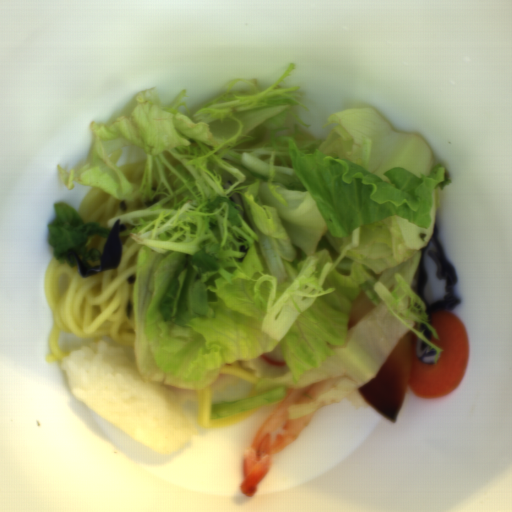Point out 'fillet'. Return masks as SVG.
I'll list each match as a JSON object with an SVG mask.
<instances>
[{
	"label": "fillet",
	"instance_id": "fillet-1",
	"mask_svg": "<svg viewBox=\"0 0 512 512\" xmlns=\"http://www.w3.org/2000/svg\"><path fill=\"white\" fill-rule=\"evenodd\" d=\"M416 337L419 339L413 330L407 332L375 376L358 387L368 406L393 424L409 387Z\"/></svg>",
	"mask_w": 512,
	"mask_h": 512
},
{
	"label": "fillet",
	"instance_id": "fillet-2",
	"mask_svg": "<svg viewBox=\"0 0 512 512\" xmlns=\"http://www.w3.org/2000/svg\"><path fill=\"white\" fill-rule=\"evenodd\" d=\"M375 304L362 290L360 295L355 298L351 304L347 331L354 327L362 318L367 316L374 308Z\"/></svg>",
	"mask_w": 512,
	"mask_h": 512
}]
</instances>
